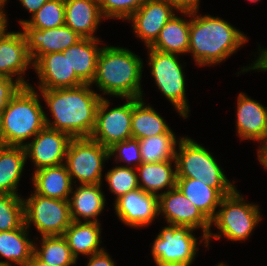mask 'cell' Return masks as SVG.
Listing matches in <instances>:
<instances>
[{"label": "cell", "instance_id": "c3c4849f", "mask_svg": "<svg viewBox=\"0 0 267 266\" xmlns=\"http://www.w3.org/2000/svg\"><path fill=\"white\" fill-rule=\"evenodd\" d=\"M7 0H0V12H5L4 11V6L6 5Z\"/></svg>", "mask_w": 267, "mask_h": 266}, {"label": "cell", "instance_id": "60d3db41", "mask_svg": "<svg viewBox=\"0 0 267 266\" xmlns=\"http://www.w3.org/2000/svg\"><path fill=\"white\" fill-rule=\"evenodd\" d=\"M258 50L260 52L259 56L253 62V64L251 63V66L246 68L244 67L243 69H241L243 73L256 69L261 71H267V48L266 49L258 48Z\"/></svg>", "mask_w": 267, "mask_h": 266}, {"label": "cell", "instance_id": "7dc6e473", "mask_svg": "<svg viewBox=\"0 0 267 266\" xmlns=\"http://www.w3.org/2000/svg\"><path fill=\"white\" fill-rule=\"evenodd\" d=\"M0 146H4L3 135H2L1 115H0Z\"/></svg>", "mask_w": 267, "mask_h": 266}, {"label": "cell", "instance_id": "b9f144b4", "mask_svg": "<svg viewBox=\"0 0 267 266\" xmlns=\"http://www.w3.org/2000/svg\"><path fill=\"white\" fill-rule=\"evenodd\" d=\"M21 5L29 11L31 16L35 14L48 0H19Z\"/></svg>", "mask_w": 267, "mask_h": 266}, {"label": "cell", "instance_id": "5b68a950", "mask_svg": "<svg viewBox=\"0 0 267 266\" xmlns=\"http://www.w3.org/2000/svg\"><path fill=\"white\" fill-rule=\"evenodd\" d=\"M178 148L175 155L177 178L203 180L204 184L217 189L223 196L236 189L207 148L188 136L179 138Z\"/></svg>", "mask_w": 267, "mask_h": 266}, {"label": "cell", "instance_id": "5bb4252c", "mask_svg": "<svg viewBox=\"0 0 267 266\" xmlns=\"http://www.w3.org/2000/svg\"><path fill=\"white\" fill-rule=\"evenodd\" d=\"M114 209L125 225L143 228L159 217L158 196L138 188L115 200Z\"/></svg>", "mask_w": 267, "mask_h": 266}, {"label": "cell", "instance_id": "f546056e", "mask_svg": "<svg viewBox=\"0 0 267 266\" xmlns=\"http://www.w3.org/2000/svg\"><path fill=\"white\" fill-rule=\"evenodd\" d=\"M190 20L174 14L161 29L151 49L163 53L182 55L189 49Z\"/></svg>", "mask_w": 267, "mask_h": 266}, {"label": "cell", "instance_id": "484cf974", "mask_svg": "<svg viewBox=\"0 0 267 266\" xmlns=\"http://www.w3.org/2000/svg\"><path fill=\"white\" fill-rule=\"evenodd\" d=\"M100 227L101 224L96 222H71L63 237L67 240L76 260L80 254L89 257L105 250L100 247L102 243Z\"/></svg>", "mask_w": 267, "mask_h": 266}, {"label": "cell", "instance_id": "f907efd6", "mask_svg": "<svg viewBox=\"0 0 267 266\" xmlns=\"http://www.w3.org/2000/svg\"><path fill=\"white\" fill-rule=\"evenodd\" d=\"M250 2H258V1H260V0H249Z\"/></svg>", "mask_w": 267, "mask_h": 266}, {"label": "cell", "instance_id": "f6af8a7d", "mask_svg": "<svg viewBox=\"0 0 267 266\" xmlns=\"http://www.w3.org/2000/svg\"><path fill=\"white\" fill-rule=\"evenodd\" d=\"M27 266H52L50 264H46L42 261H40L34 254L32 256V259L30 262L27 264Z\"/></svg>", "mask_w": 267, "mask_h": 266}, {"label": "cell", "instance_id": "9c48e42d", "mask_svg": "<svg viewBox=\"0 0 267 266\" xmlns=\"http://www.w3.org/2000/svg\"><path fill=\"white\" fill-rule=\"evenodd\" d=\"M190 226L168 224L152 243L151 254L156 266H190L197 252V238Z\"/></svg>", "mask_w": 267, "mask_h": 266}, {"label": "cell", "instance_id": "1f68e13d", "mask_svg": "<svg viewBox=\"0 0 267 266\" xmlns=\"http://www.w3.org/2000/svg\"><path fill=\"white\" fill-rule=\"evenodd\" d=\"M143 163L175 160L177 141L175 134H159L139 139Z\"/></svg>", "mask_w": 267, "mask_h": 266}, {"label": "cell", "instance_id": "4fadbf2b", "mask_svg": "<svg viewBox=\"0 0 267 266\" xmlns=\"http://www.w3.org/2000/svg\"><path fill=\"white\" fill-rule=\"evenodd\" d=\"M71 139L68 134L45 126L32 141L25 143L26 159L32 160L35 171L63 164Z\"/></svg>", "mask_w": 267, "mask_h": 266}, {"label": "cell", "instance_id": "d4e9b609", "mask_svg": "<svg viewBox=\"0 0 267 266\" xmlns=\"http://www.w3.org/2000/svg\"><path fill=\"white\" fill-rule=\"evenodd\" d=\"M25 223L18 229L0 232V256L6 261H0V266H27L34 253V240H29Z\"/></svg>", "mask_w": 267, "mask_h": 266}, {"label": "cell", "instance_id": "681fc988", "mask_svg": "<svg viewBox=\"0 0 267 266\" xmlns=\"http://www.w3.org/2000/svg\"><path fill=\"white\" fill-rule=\"evenodd\" d=\"M216 266H228V265H226V264H224V263H219V264H217Z\"/></svg>", "mask_w": 267, "mask_h": 266}, {"label": "cell", "instance_id": "ab89813d", "mask_svg": "<svg viewBox=\"0 0 267 266\" xmlns=\"http://www.w3.org/2000/svg\"><path fill=\"white\" fill-rule=\"evenodd\" d=\"M172 4L177 11H189L194 12L199 10L200 0H165Z\"/></svg>", "mask_w": 267, "mask_h": 266}, {"label": "cell", "instance_id": "7bdbcfd3", "mask_svg": "<svg viewBox=\"0 0 267 266\" xmlns=\"http://www.w3.org/2000/svg\"><path fill=\"white\" fill-rule=\"evenodd\" d=\"M5 14L4 12H0V37L6 32L8 26V20Z\"/></svg>", "mask_w": 267, "mask_h": 266}, {"label": "cell", "instance_id": "277c9868", "mask_svg": "<svg viewBox=\"0 0 267 266\" xmlns=\"http://www.w3.org/2000/svg\"><path fill=\"white\" fill-rule=\"evenodd\" d=\"M40 96L31 84L22 86L0 113L5 146H23L45 126Z\"/></svg>", "mask_w": 267, "mask_h": 266}, {"label": "cell", "instance_id": "ba28073f", "mask_svg": "<svg viewBox=\"0 0 267 266\" xmlns=\"http://www.w3.org/2000/svg\"><path fill=\"white\" fill-rule=\"evenodd\" d=\"M109 158V149L99 142L85 138H72L67 148L65 165L71 181L76 184H102L103 164Z\"/></svg>", "mask_w": 267, "mask_h": 266}, {"label": "cell", "instance_id": "836d02e7", "mask_svg": "<svg viewBox=\"0 0 267 266\" xmlns=\"http://www.w3.org/2000/svg\"><path fill=\"white\" fill-rule=\"evenodd\" d=\"M24 224L21 195L0 194V232L20 228Z\"/></svg>", "mask_w": 267, "mask_h": 266}, {"label": "cell", "instance_id": "83f0119b", "mask_svg": "<svg viewBox=\"0 0 267 266\" xmlns=\"http://www.w3.org/2000/svg\"><path fill=\"white\" fill-rule=\"evenodd\" d=\"M176 187L203 213L211 222L216 216L224 196L215 188L204 184L203 180L177 178Z\"/></svg>", "mask_w": 267, "mask_h": 266}, {"label": "cell", "instance_id": "d590c367", "mask_svg": "<svg viewBox=\"0 0 267 266\" xmlns=\"http://www.w3.org/2000/svg\"><path fill=\"white\" fill-rule=\"evenodd\" d=\"M146 0H98L102 16L106 19L128 20Z\"/></svg>", "mask_w": 267, "mask_h": 266}, {"label": "cell", "instance_id": "2e32d148", "mask_svg": "<svg viewBox=\"0 0 267 266\" xmlns=\"http://www.w3.org/2000/svg\"><path fill=\"white\" fill-rule=\"evenodd\" d=\"M33 66L23 32H5L0 37V76L17 80L22 86L30 85L23 74Z\"/></svg>", "mask_w": 267, "mask_h": 266}, {"label": "cell", "instance_id": "7a4b0ae2", "mask_svg": "<svg viewBox=\"0 0 267 266\" xmlns=\"http://www.w3.org/2000/svg\"><path fill=\"white\" fill-rule=\"evenodd\" d=\"M180 13L192 18L188 54H192L199 66L216 65L225 61L248 41L247 35L218 16L197 15L198 10Z\"/></svg>", "mask_w": 267, "mask_h": 266}, {"label": "cell", "instance_id": "ffe728a7", "mask_svg": "<svg viewBox=\"0 0 267 266\" xmlns=\"http://www.w3.org/2000/svg\"><path fill=\"white\" fill-rule=\"evenodd\" d=\"M103 18L98 0L65 1V25L82 38L98 39L94 33Z\"/></svg>", "mask_w": 267, "mask_h": 266}, {"label": "cell", "instance_id": "7c38bea8", "mask_svg": "<svg viewBox=\"0 0 267 266\" xmlns=\"http://www.w3.org/2000/svg\"><path fill=\"white\" fill-rule=\"evenodd\" d=\"M159 215L162 214L167 224L178 226H190L193 229L202 230L200 240L207 246L206 237L211 230V222L203 213L177 188L159 195L158 197Z\"/></svg>", "mask_w": 267, "mask_h": 266}, {"label": "cell", "instance_id": "e575fe53", "mask_svg": "<svg viewBox=\"0 0 267 266\" xmlns=\"http://www.w3.org/2000/svg\"><path fill=\"white\" fill-rule=\"evenodd\" d=\"M105 179L116 200L124 194L139 188L136 168L128 166H115L108 170Z\"/></svg>", "mask_w": 267, "mask_h": 266}, {"label": "cell", "instance_id": "8992f818", "mask_svg": "<svg viewBox=\"0 0 267 266\" xmlns=\"http://www.w3.org/2000/svg\"><path fill=\"white\" fill-rule=\"evenodd\" d=\"M216 216L211 221L220 232H209L206 237L207 246L213 237L216 240L224 236L230 241H243L248 239L255 227L262 220L258 205L245 202L242 194L235 189L231 194L224 196Z\"/></svg>", "mask_w": 267, "mask_h": 266}, {"label": "cell", "instance_id": "bcb514c9", "mask_svg": "<svg viewBox=\"0 0 267 266\" xmlns=\"http://www.w3.org/2000/svg\"><path fill=\"white\" fill-rule=\"evenodd\" d=\"M258 151H267V138L265 141L259 146Z\"/></svg>", "mask_w": 267, "mask_h": 266}, {"label": "cell", "instance_id": "cb8c5ba5", "mask_svg": "<svg viewBox=\"0 0 267 266\" xmlns=\"http://www.w3.org/2000/svg\"><path fill=\"white\" fill-rule=\"evenodd\" d=\"M100 42L103 43L99 39L82 38L63 51L67 53L71 70H74L85 84H91L95 79L97 60L102 49L98 46Z\"/></svg>", "mask_w": 267, "mask_h": 266}, {"label": "cell", "instance_id": "74e56055", "mask_svg": "<svg viewBox=\"0 0 267 266\" xmlns=\"http://www.w3.org/2000/svg\"><path fill=\"white\" fill-rule=\"evenodd\" d=\"M21 87L22 85L17 80L0 76V113Z\"/></svg>", "mask_w": 267, "mask_h": 266}, {"label": "cell", "instance_id": "e0dca14e", "mask_svg": "<svg viewBox=\"0 0 267 266\" xmlns=\"http://www.w3.org/2000/svg\"><path fill=\"white\" fill-rule=\"evenodd\" d=\"M177 9L165 0H146V2L128 19L131 20L136 36L150 47L158 38L161 29L174 15Z\"/></svg>", "mask_w": 267, "mask_h": 266}, {"label": "cell", "instance_id": "9a60e30c", "mask_svg": "<svg viewBox=\"0 0 267 266\" xmlns=\"http://www.w3.org/2000/svg\"><path fill=\"white\" fill-rule=\"evenodd\" d=\"M22 30L33 64L41 56L49 53L63 52L82 39L80 35L66 25L44 30L22 27Z\"/></svg>", "mask_w": 267, "mask_h": 266}, {"label": "cell", "instance_id": "d6986e66", "mask_svg": "<svg viewBox=\"0 0 267 266\" xmlns=\"http://www.w3.org/2000/svg\"><path fill=\"white\" fill-rule=\"evenodd\" d=\"M236 131L241 141L252 140L262 144L267 138V107L240 92L236 106Z\"/></svg>", "mask_w": 267, "mask_h": 266}, {"label": "cell", "instance_id": "4316f807", "mask_svg": "<svg viewBox=\"0 0 267 266\" xmlns=\"http://www.w3.org/2000/svg\"><path fill=\"white\" fill-rule=\"evenodd\" d=\"M144 98H132V138L142 139L159 134H174L164 118Z\"/></svg>", "mask_w": 267, "mask_h": 266}, {"label": "cell", "instance_id": "603a6c76", "mask_svg": "<svg viewBox=\"0 0 267 266\" xmlns=\"http://www.w3.org/2000/svg\"><path fill=\"white\" fill-rule=\"evenodd\" d=\"M172 163L175 168L172 167ZM136 171L139 188L147 193L159 197V195L164 193L162 192L164 188L167 189V192L176 187L177 171L175 160L141 163L136 168Z\"/></svg>", "mask_w": 267, "mask_h": 266}, {"label": "cell", "instance_id": "ee69618b", "mask_svg": "<svg viewBox=\"0 0 267 266\" xmlns=\"http://www.w3.org/2000/svg\"><path fill=\"white\" fill-rule=\"evenodd\" d=\"M258 160L262 166H264L267 171V151H258L257 152Z\"/></svg>", "mask_w": 267, "mask_h": 266}, {"label": "cell", "instance_id": "7402d4cb", "mask_svg": "<svg viewBox=\"0 0 267 266\" xmlns=\"http://www.w3.org/2000/svg\"><path fill=\"white\" fill-rule=\"evenodd\" d=\"M34 191L45 197L69 200L73 183L65 163L41 168L32 174Z\"/></svg>", "mask_w": 267, "mask_h": 266}, {"label": "cell", "instance_id": "30bf717a", "mask_svg": "<svg viewBox=\"0 0 267 266\" xmlns=\"http://www.w3.org/2000/svg\"><path fill=\"white\" fill-rule=\"evenodd\" d=\"M24 223H31L42 236H63L72 219L68 200L53 199L37 193L23 198Z\"/></svg>", "mask_w": 267, "mask_h": 266}, {"label": "cell", "instance_id": "d6a6232c", "mask_svg": "<svg viewBox=\"0 0 267 266\" xmlns=\"http://www.w3.org/2000/svg\"><path fill=\"white\" fill-rule=\"evenodd\" d=\"M21 27H33L39 30L65 25V2L48 0L31 16L30 20H19Z\"/></svg>", "mask_w": 267, "mask_h": 266}, {"label": "cell", "instance_id": "8d00e7d4", "mask_svg": "<svg viewBox=\"0 0 267 266\" xmlns=\"http://www.w3.org/2000/svg\"><path fill=\"white\" fill-rule=\"evenodd\" d=\"M109 149V158L113 157L118 163L120 160L127 163L128 167L137 168L142 162L139 141L136 138H129L122 142L113 144ZM133 164V165H132Z\"/></svg>", "mask_w": 267, "mask_h": 266}, {"label": "cell", "instance_id": "44dd1931", "mask_svg": "<svg viewBox=\"0 0 267 266\" xmlns=\"http://www.w3.org/2000/svg\"><path fill=\"white\" fill-rule=\"evenodd\" d=\"M71 191L69 198L70 216L72 221L100 223L98 216L105 207V195L101 190V184H83Z\"/></svg>", "mask_w": 267, "mask_h": 266}, {"label": "cell", "instance_id": "6da1fadb", "mask_svg": "<svg viewBox=\"0 0 267 266\" xmlns=\"http://www.w3.org/2000/svg\"><path fill=\"white\" fill-rule=\"evenodd\" d=\"M92 84L74 88L38 89L49 108L53 121L46 114V126L68 134L71 138L90 137L102 95L92 90Z\"/></svg>", "mask_w": 267, "mask_h": 266}, {"label": "cell", "instance_id": "f35d334b", "mask_svg": "<svg viewBox=\"0 0 267 266\" xmlns=\"http://www.w3.org/2000/svg\"><path fill=\"white\" fill-rule=\"evenodd\" d=\"M86 266H116L113 259L106 250L89 256V261Z\"/></svg>", "mask_w": 267, "mask_h": 266}, {"label": "cell", "instance_id": "f1b7e54d", "mask_svg": "<svg viewBox=\"0 0 267 266\" xmlns=\"http://www.w3.org/2000/svg\"><path fill=\"white\" fill-rule=\"evenodd\" d=\"M23 146H0V194H18V184L25 166Z\"/></svg>", "mask_w": 267, "mask_h": 266}, {"label": "cell", "instance_id": "4dcf8cb0", "mask_svg": "<svg viewBox=\"0 0 267 266\" xmlns=\"http://www.w3.org/2000/svg\"><path fill=\"white\" fill-rule=\"evenodd\" d=\"M38 248L34 241V255L42 262L52 266H72L76 258L72 255L67 240L63 236H42Z\"/></svg>", "mask_w": 267, "mask_h": 266}, {"label": "cell", "instance_id": "3957f363", "mask_svg": "<svg viewBox=\"0 0 267 266\" xmlns=\"http://www.w3.org/2000/svg\"><path fill=\"white\" fill-rule=\"evenodd\" d=\"M143 60L129 49L103 46L97 60L95 84L104 95L142 98Z\"/></svg>", "mask_w": 267, "mask_h": 266}, {"label": "cell", "instance_id": "52a82bcc", "mask_svg": "<svg viewBox=\"0 0 267 266\" xmlns=\"http://www.w3.org/2000/svg\"><path fill=\"white\" fill-rule=\"evenodd\" d=\"M148 65L159 91L172 103L179 115L185 119L189 114L186 98L185 75L177 54L163 53L147 47Z\"/></svg>", "mask_w": 267, "mask_h": 266}, {"label": "cell", "instance_id": "8fae6325", "mask_svg": "<svg viewBox=\"0 0 267 266\" xmlns=\"http://www.w3.org/2000/svg\"><path fill=\"white\" fill-rule=\"evenodd\" d=\"M126 100L125 104L109 110L110 100L102 97L91 139L110 148L117 142L132 138V98H126Z\"/></svg>", "mask_w": 267, "mask_h": 266}, {"label": "cell", "instance_id": "ac0fdd59", "mask_svg": "<svg viewBox=\"0 0 267 266\" xmlns=\"http://www.w3.org/2000/svg\"><path fill=\"white\" fill-rule=\"evenodd\" d=\"M33 68L39 77V89L74 88L85 84L71 70L67 53L43 55L33 64Z\"/></svg>", "mask_w": 267, "mask_h": 266}]
</instances>
